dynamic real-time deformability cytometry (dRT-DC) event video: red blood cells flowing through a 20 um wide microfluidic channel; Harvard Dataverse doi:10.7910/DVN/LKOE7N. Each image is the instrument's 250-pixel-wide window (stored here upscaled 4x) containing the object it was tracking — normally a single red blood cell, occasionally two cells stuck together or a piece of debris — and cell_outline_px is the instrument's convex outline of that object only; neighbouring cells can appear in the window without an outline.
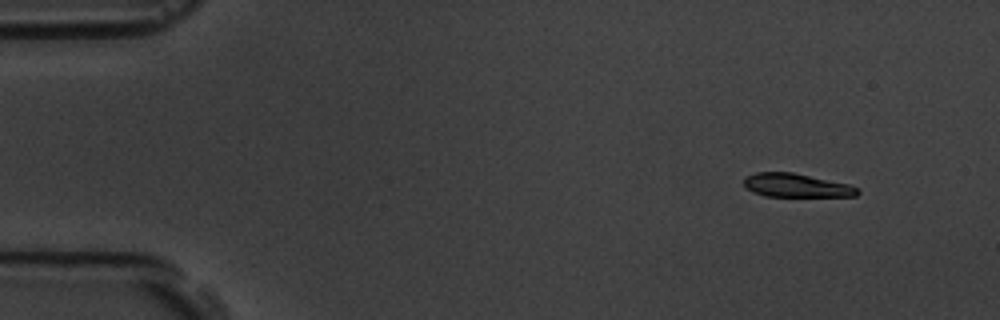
{"species": "common noctule bat (a hibernating species)", "species_latin": "Nyctalus noctula", "temperature_condition": "room temperature", "stored_images_in_passage": 6, "segment_of_instrument_passage": [1, 2], "camera_frame_rate_fps": 3000, "um_per_image_px": 0.085, "animal": {"sex": "male", "body_mass_g": 19.5, "forearm_length_mm": 54.6}, "frame": {"image": 1, "passage_image": 2, "time_ms": 1.0, "image_size_px": [1000, 320], "cell_outline_px": [[860, 192], [856, 196], [764, 196], [752, 192], [744, 184], [744, 176], [756, 172], [792, 172], [848, 184], [860, 188]], "centroid_in_image_um": [67.68, 15.76], "position_along_channel_um": 17.3, "area_um2": 15.61}}
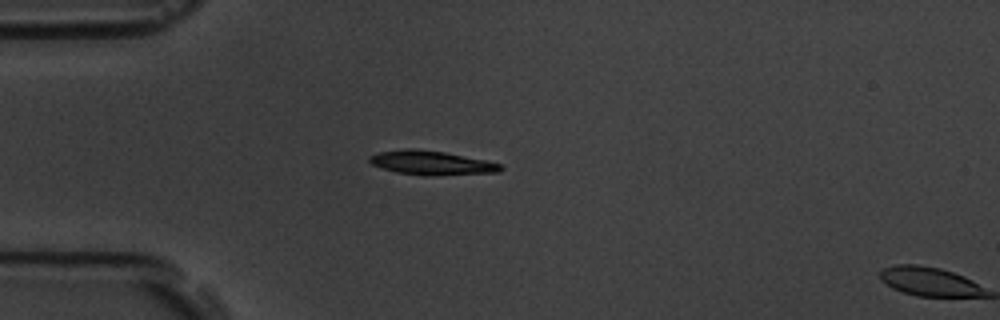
{"frame": {"image": 2, "passage_image": 5, "time_ms": 4.333, "image_size_px": [1000, 320], "cell_outline_px": [[504, 168], [500, 172], [424, 176], [396, 172], [372, 164], [368, 160], [368, 156], [380, 152], [404, 148], [416, 148], [444, 152], [488, 160], [500, 164]], "centroid_in_image_um": [36.69, 13.83], "position_along_channel_um": 48.3, "area_um2": 18.5}}